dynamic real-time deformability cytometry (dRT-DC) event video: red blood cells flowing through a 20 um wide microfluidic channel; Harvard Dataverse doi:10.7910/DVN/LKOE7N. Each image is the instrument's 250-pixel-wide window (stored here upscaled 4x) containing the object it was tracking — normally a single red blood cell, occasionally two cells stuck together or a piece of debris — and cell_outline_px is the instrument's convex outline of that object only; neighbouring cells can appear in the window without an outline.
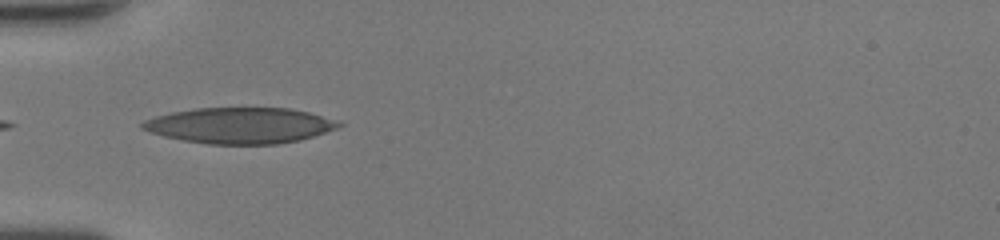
{"species": "human", "species_latin": "Homo sapiens", "temperature_condition": "room temperature", "stored_images_in_passage": 31, "camera_frame_rate_fps": 3000, "um_per_image_px": 0.085, "donor": {"sex": "female"}, "frame": {"image": 1, "passage_image": 1, "time_ms": 0.0, "image_size_px": [1000, 240], "cell_outline_px": [[344, 124], [336, 128], [300, 140], [276, 144], [204, 144], [164, 136], [140, 128], [140, 124], [144, 120], [156, 116], [172, 112], [196, 108], [288, 108], [308, 112], [340, 120]], "centroid_in_image_um": [20.41, 10.66], "position_along_channel_um": 64.6, "area_um2": 40.98}}
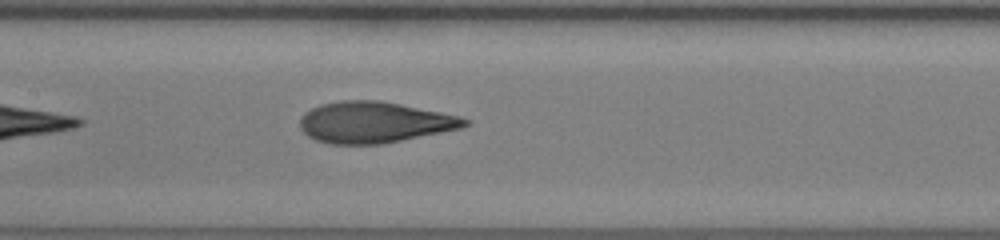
{"frame": {"image": 2, "passage_image": 9, "time_ms": 2.667, "image_size_px": [1000, 240], "cell_outline_px": [[472, 120], [468, 124], [460, 128], [384, 144], [328, 144], [316, 140], [308, 136], [300, 128], [300, 116], [304, 112], [320, 104], [340, 100], [380, 100], [460, 116]], "centroid_in_image_um": [31.79, 10.39], "position_along_channel_um": 175.6, "area_um2": 39.59}}
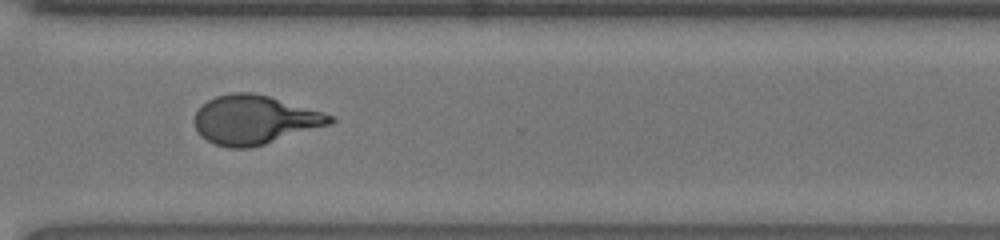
{"frame": {"image": 3, "passage_image": 21, "time_ms": 6.667, "image_size_px": [1000, 240], "cell_outline_px": [[336, 120], [332, 124], [264, 144], [248, 148], [228, 148], [216, 144], [200, 136], [196, 132], [192, 120], [196, 112], [208, 100], [216, 96], [232, 92], [252, 92], [268, 96], [324, 112], [336, 116]], "centroid_in_image_um": [21.63, 10.18], "position_along_channel_um": 349.0, "area_um2": 38.78}, "authors_computed_cell_mechanics": {"area_um2": 38.8416, "velocity_mm_per_s": 4.334, "shape_relaxation_time_tau1_ms": 9.4789, "shape_relaxation_time_tau2_ms": 0.8797, "deformation_change_tau1": 0.3551, "deformation_change_tau2": 0.0855}}